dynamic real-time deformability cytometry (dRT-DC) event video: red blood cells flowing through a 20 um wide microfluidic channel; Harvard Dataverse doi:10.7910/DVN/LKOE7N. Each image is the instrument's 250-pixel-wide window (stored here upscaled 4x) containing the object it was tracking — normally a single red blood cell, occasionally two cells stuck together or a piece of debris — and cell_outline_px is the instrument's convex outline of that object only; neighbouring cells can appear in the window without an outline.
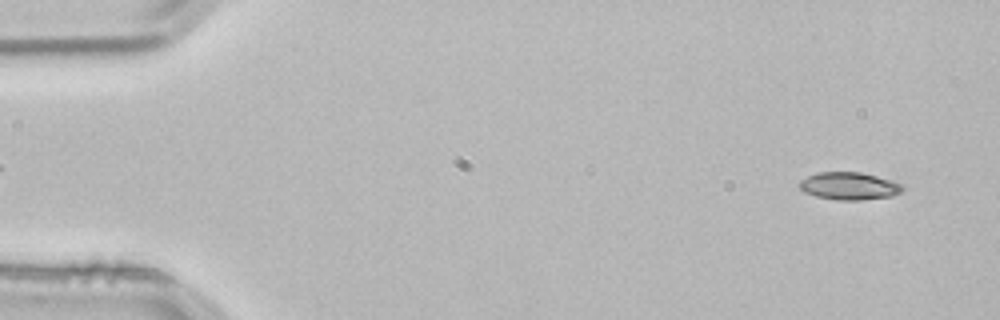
{"species": "common noctule bat (a hibernating species)", "species_latin": "Nyctalus noctula", "temperature_condition": "room temperature", "stored_images_in_passage": 8, "camera_frame_rate_fps": 3000, "um_per_image_px": 0.085, "animal": {"sex": "male", "body_mass_g": 21.5, "forearm_length_mm": 52.0}, "frame": {"image": 1, "passage_image": 3, "time_ms": 0.667, "image_size_px": [1000, 320], "cell_outline_px": [[904, 188], [900, 192], [892, 196], [860, 200], [836, 200], [816, 196], [804, 192], [800, 188], [800, 180], [816, 172], [860, 172], [892, 180], [900, 184]], "centroid_in_image_um": [72.16, 15.81], "position_along_channel_um": 12.8, "area_um2": 16.47}}